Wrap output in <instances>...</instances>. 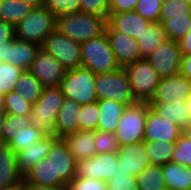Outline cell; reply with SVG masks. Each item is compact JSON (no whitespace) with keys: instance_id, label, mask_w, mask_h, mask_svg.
<instances>
[{"instance_id":"cell-1","label":"cell","mask_w":191,"mask_h":190,"mask_svg":"<svg viewBox=\"0 0 191 190\" xmlns=\"http://www.w3.org/2000/svg\"><path fill=\"white\" fill-rule=\"evenodd\" d=\"M107 20L92 14L74 13L56 18V30L76 42L83 43L105 33Z\"/></svg>"},{"instance_id":"cell-2","label":"cell","mask_w":191,"mask_h":190,"mask_svg":"<svg viewBox=\"0 0 191 190\" xmlns=\"http://www.w3.org/2000/svg\"><path fill=\"white\" fill-rule=\"evenodd\" d=\"M65 97L60 87H45L28 115L30 126L45 136H55L54 126Z\"/></svg>"},{"instance_id":"cell-3","label":"cell","mask_w":191,"mask_h":190,"mask_svg":"<svg viewBox=\"0 0 191 190\" xmlns=\"http://www.w3.org/2000/svg\"><path fill=\"white\" fill-rule=\"evenodd\" d=\"M56 30V16L45 7H35L14 26L15 38L42 46L45 38Z\"/></svg>"},{"instance_id":"cell-4","label":"cell","mask_w":191,"mask_h":190,"mask_svg":"<svg viewBox=\"0 0 191 190\" xmlns=\"http://www.w3.org/2000/svg\"><path fill=\"white\" fill-rule=\"evenodd\" d=\"M81 67L94 74L110 73L120 68L105 33L81 43Z\"/></svg>"},{"instance_id":"cell-5","label":"cell","mask_w":191,"mask_h":190,"mask_svg":"<svg viewBox=\"0 0 191 190\" xmlns=\"http://www.w3.org/2000/svg\"><path fill=\"white\" fill-rule=\"evenodd\" d=\"M123 68L128 76L134 99L137 102L149 103L161 80L158 73L146 58L139 59Z\"/></svg>"},{"instance_id":"cell-6","label":"cell","mask_w":191,"mask_h":190,"mask_svg":"<svg viewBox=\"0 0 191 190\" xmlns=\"http://www.w3.org/2000/svg\"><path fill=\"white\" fill-rule=\"evenodd\" d=\"M95 79L96 74L84 67L67 70L60 88L65 98L80 105L95 102L98 101Z\"/></svg>"},{"instance_id":"cell-7","label":"cell","mask_w":191,"mask_h":190,"mask_svg":"<svg viewBox=\"0 0 191 190\" xmlns=\"http://www.w3.org/2000/svg\"><path fill=\"white\" fill-rule=\"evenodd\" d=\"M147 111V102H136L124 109L115 131L119 146L144 140Z\"/></svg>"},{"instance_id":"cell-8","label":"cell","mask_w":191,"mask_h":190,"mask_svg":"<svg viewBox=\"0 0 191 190\" xmlns=\"http://www.w3.org/2000/svg\"><path fill=\"white\" fill-rule=\"evenodd\" d=\"M95 89L98 100H115L127 106L136 103L124 68L110 73L96 74Z\"/></svg>"},{"instance_id":"cell-9","label":"cell","mask_w":191,"mask_h":190,"mask_svg":"<svg viewBox=\"0 0 191 190\" xmlns=\"http://www.w3.org/2000/svg\"><path fill=\"white\" fill-rule=\"evenodd\" d=\"M41 48L53 55L67 70L81 67V43L57 30L45 38Z\"/></svg>"},{"instance_id":"cell-10","label":"cell","mask_w":191,"mask_h":190,"mask_svg":"<svg viewBox=\"0 0 191 190\" xmlns=\"http://www.w3.org/2000/svg\"><path fill=\"white\" fill-rule=\"evenodd\" d=\"M181 58L178 41L166 39L146 59L164 79L179 74Z\"/></svg>"},{"instance_id":"cell-11","label":"cell","mask_w":191,"mask_h":190,"mask_svg":"<svg viewBox=\"0 0 191 190\" xmlns=\"http://www.w3.org/2000/svg\"><path fill=\"white\" fill-rule=\"evenodd\" d=\"M46 158H50L52 163L53 183L58 188H66L76 175L77 162L62 138L53 144Z\"/></svg>"},{"instance_id":"cell-12","label":"cell","mask_w":191,"mask_h":190,"mask_svg":"<svg viewBox=\"0 0 191 190\" xmlns=\"http://www.w3.org/2000/svg\"><path fill=\"white\" fill-rule=\"evenodd\" d=\"M118 161L117 152L95 154L77 162L75 176L108 182L117 171Z\"/></svg>"},{"instance_id":"cell-13","label":"cell","mask_w":191,"mask_h":190,"mask_svg":"<svg viewBox=\"0 0 191 190\" xmlns=\"http://www.w3.org/2000/svg\"><path fill=\"white\" fill-rule=\"evenodd\" d=\"M29 71L45 87H60L67 69L53 56L40 47Z\"/></svg>"},{"instance_id":"cell-14","label":"cell","mask_w":191,"mask_h":190,"mask_svg":"<svg viewBox=\"0 0 191 190\" xmlns=\"http://www.w3.org/2000/svg\"><path fill=\"white\" fill-rule=\"evenodd\" d=\"M105 34L110 47L114 52L117 64L124 66L142 59L138 42L131 36L115 31L108 23L105 28Z\"/></svg>"},{"instance_id":"cell-15","label":"cell","mask_w":191,"mask_h":190,"mask_svg":"<svg viewBox=\"0 0 191 190\" xmlns=\"http://www.w3.org/2000/svg\"><path fill=\"white\" fill-rule=\"evenodd\" d=\"M191 95V81L180 73L160 80L154 97L148 104L185 101Z\"/></svg>"},{"instance_id":"cell-16","label":"cell","mask_w":191,"mask_h":190,"mask_svg":"<svg viewBox=\"0 0 191 190\" xmlns=\"http://www.w3.org/2000/svg\"><path fill=\"white\" fill-rule=\"evenodd\" d=\"M182 134L179 126L156 114L148 104L144 141L175 143Z\"/></svg>"},{"instance_id":"cell-17","label":"cell","mask_w":191,"mask_h":190,"mask_svg":"<svg viewBox=\"0 0 191 190\" xmlns=\"http://www.w3.org/2000/svg\"><path fill=\"white\" fill-rule=\"evenodd\" d=\"M117 153L119 160L117 166H121L124 171L127 170L129 175L135 178L151 165L144 140L119 146Z\"/></svg>"},{"instance_id":"cell-18","label":"cell","mask_w":191,"mask_h":190,"mask_svg":"<svg viewBox=\"0 0 191 190\" xmlns=\"http://www.w3.org/2000/svg\"><path fill=\"white\" fill-rule=\"evenodd\" d=\"M58 139L59 138L56 136H44L29 148L17 152V166L19 173L24 177L36 163L41 159L46 158L52 149L53 144Z\"/></svg>"},{"instance_id":"cell-19","label":"cell","mask_w":191,"mask_h":190,"mask_svg":"<svg viewBox=\"0 0 191 190\" xmlns=\"http://www.w3.org/2000/svg\"><path fill=\"white\" fill-rule=\"evenodd\" d=\"M107 23L115 31L127 34L136 40L151 22L133 10L122 13H109Z\"/></svg>"},{"instance_id":"cell-20","label":"cell","mask_w":191,"mask_h":190,"mask_svg":"<svg viewBox=\"0 0 191 190\" xmlns=\"http://www.w3.org/2000/svg\"><path fill=\"white\" fill-rule=\"evenodd\" d=\"M81 105L72 99L65 98L55 120L54 134L57 138L75 133L79 130Z\"/></svg>"},{"instance_id":"cell-21","label":"cell","mask_w":191,"mask_h":190,"mask_svg":"<svg viewBox=\"0 0 191 190\" xmlns=\"http://www.w3.org/2000/svg\"><path fill=\"white\" fill-rule=\"evenodd\" d=\"M40 45L14 38L8 41V53L6 63L21 69L29 70Z\"/></svg>"},{"instance_id":"cell-22","label":"cell","mask_w":191,"mask_h":190,"mask_svg":"<svg viewBox=\"0 0 191 190\" xmlns=\"http://www.w3.org/2000/svg\"><path fill=\"white\" fill-rule=\"evenodd\" d=\"M76 162L87 160L96 154L94 131L71 133L62 138Z\"/></svg>"},{"instance_id":"cell-23","label":"cell","mask_w":191,"mask_h":190,"mask_svg":"<svg viewBox=\"0 0 191 190\" xmlns=\"http://www.w3.org/2000/svg\"><path fill=\"white\" fill-rule=\"evenodd\" d=\"M23 176L18 171L17 155L7 145L0 147V190L9 189L22 183Z\"/></svg>"},{"instance_id":"cell-24","label":"cell","mask_w":191,"mask_h":190,"mask_svg":"<svg viewBox=\"0 0 191 190\" xmlns=\"http://www.w3.org/2000/svg\"><path fill=\"white\" fill-rule=\"evenodd\" d=\"M97 102L100 111L97 130L115 132L119 118L122 116L127 105L108 99L98 100Z\"/></svg>"},{"instance_id":"cell-25","label":"cell","mask_w":191,"mask_h":190,"mask_svg":"<svg viewBox=\"0 0 191 190\" xmlns=\"http://www.w3.org/2000/svg\"><path fill=\"white\" fill-rule=\"evenodd\" d=\"M150 108L159 116L166 117L182 130L191 124V116L186 107V101H172L165 104H149Z\"/></svg>"},{"instance_id":"cell-26","label":"cell","mask_w":191,"mask_h":190,"mask_svg":"<svg viewBox=\"0 0 191 190\" xmlns=\"http://www.w3.org/2000/svg\"><path fill=\"white\" fill-rule=\"evenodd\" d=\"M167 190H191L190 167L172 161L162 166Z\"/></svg>"},{"instance_id":"cell-27","label":"cell","mask_w":191,"mask_h":190,"mask_svg":"<svg viewBox=\"0 0 191 190\" xmlns=\"http://www.w3.org/2000/svg\"><path fill=\"white\" fill-rule=\"evenodd\" d=\"M166 39L168 38L162 24L160 22H151L136 39L139 44L141 58H147Z\"/></svg>"},{"instance_id":"cell-28","label":"cell","mask_w":191,"mask_h":190,"mask_svg":"<svg viewBox=\"0 0 191 190\" xmlns=\"http://www.w3.org/2000/svg\"><path fill=\"white\" fill-rule=\"evenodd\" d=\"M34 9L33 6L21 0H2L0 4V19L15 26Z\"/></svg>"},{"instance_id":"cell-29","label":"cell","mask_w":191,"mask_h":190,"mask_svg":"<svg viewBox=\"0 0 191 190\" xmlns=\"http://www.w3.org/2000/svg\"><path fill=\"white\" fill-rule=\"evenodd\" d=\"M43 88L40 81L29 70H25L18 78L15 91L31 104H35L41 96Z\"/></svg>"},{"instance_id":"cell-30","label":"cell","mask_w":191,"mask_h":190,"mask_svg":"<svg viewBox=\"0 0 191 190\" xmlns=\"http://www.w3.org/2000/svg\"><path fill=\"white\" fill-rule=\"evenodd\" d=\"M23 180L39 186L57 187L53 183V168L50 158L41 159L36 163L23 177Z\"/></svg>"},{"instance_id":"cell-31","label":"cell","mask_w":191,"mask_h":190,"mask_svg":"<svg viewBox=\"0 0 191 190\" xmlns=\"http://www.w3.org/2000/svg\"><path fill=\"white\" fill-rule=\"evenodd\" d=\"M139 190H167L162 166L150 165L136 177Z\"/></svg>"},{"instance_id":"cell-32","label":"cell","mask_w":191,"mask_h":190,"mask_svg":"<svg viewBox=\"0 0 191 190\" xmlns=\"http://www.w3.org/2000/svg\"><path fill=\"white\" fill-rule=\"evenodd\" d=\"M175 143L145 141L147 156L151 165L163 166L171 161Z\"/></svg>"},{"instance_id":"cell-33","label":"cell","mask_w":191,"mask_h":190,"mask_svg":"<svg viewBox=\"0 0 191 190\" xmlns=\"http://www.w3.org/2000/svg\"><path fill=\"white\" fill-rule=\"evenodd\" d=\"M168 39L179 41L191 29V16L160 19Z\"/></svg>"},{"instance_id":"cell-34","label":"cell","mask_w":191,"mask_h":190,"mask_svg":"<svg viewBox=\"0 0 191 190\" xmlns=\"http://www.w3.org/2000/svg\"><path fill=\"white\" fill-rule=\"evenodd\" d=\"M30 126L29 117L24 115L7 114L2 126L1 142L6 145L15 138L21 129Z\"/></svg>"},{"instance_id":"cell-35","label":"cell","mask_w":191,"mask_h":190,"mask_svg":"<svg viewBox=\"0 0 191 190\" xmlns=\"http://www.w3.org/2000/svg\"><path fill=\"white\" fill-rule=\"evenodd\" d=\"M45 135L37 128L29 126L21 129L15 138L11 139L6 145L10 147L15 153L29 148L32 144L41 140Z\"/></svg>"},{"instance_id":"cell-36","label":"cell","mask_w":191,"mask_h":190,"mask_svg":"<svg viewBox=\"0 0 191 190\" xmlns=\"http://www.w3.org/2000/svg\"><path fill=\"white\" fill-rule=\"evenodd\" d=\"M4 111L7 114L28 116L31 113L33 104L23 98L15 90L3 96Z\"/></svg>"},{"instance_id":"cell-37","label":"cell","mask_w":191,"mask_h":190,"mask_svg":"<svg viewBox=\"0 0 191 190\" xmlns=\"http://www.w3.org/2000/svg\"><path fill=\"white\" fill-rule=\"evenodd\" d=\"M23 69L6 62H0V95L15 90L18 78L23 73Z\"/></svg>"},{"instance_id":"cell-38","label":"cell","mask_w":191,"mask_h":190,"mask_svg":"<svg viewBox=\"0 0 191 190\" xmlns=\"http://www.w3.org/2000/svg\"><path fill=\"white\" fill-rule=\"evenodd\" d=\"M99 113L97 101L81 105L78 118L79 130L96 131L100 118Z\"/></svg>"},{"instance_id":"cell-39","label":"cell","mask_w":191,"mask_h":190,"mask_svg":"<svg viewBox=\"0 0 191 190\" xmlns=\"http://www.w3.org/2000/svg\"><path fill=\"white\" fill-rule=\"evenodd\" d=\"M42 6L52 12L56 18L80 12V0H44Z\"/></svg>"},{"instance_id":"cell-40","label":"cell","mask_w":191,"mask_h":190,"mask_svg":"<svg viewBox=\"0 0 191 190\" xmlns=\"http://www.w3.org/2000/svg\"><path fill=\"white\" fill-rule=\"evenodd\" d=\"M96 154L117 152L119 143L115 132L94 131Z\"/></svg>"},{"instance_id":"cell-41","label":"cell","mask_w":191,"mask_h":190,"mask_svg":"<svg viewBox=\"0 0 191 190\" xmlns=\"http://www.w3.org/2000/svg\"><path fill=\"white\" fill-rule=\"evenodd\" d=\"M191 16V5L180 0H163L160 19Z\"/></svg>"},{"instance_id":"cell-42","label":"cell","mask_w":191,"mask_h":190,"mask_svg":"<svg viewBox=\"0 0 191 190\" xmlns=\"http://www.w3.org/2000/svg\"><path fill=\"white\" fill-rule=\"evenodd\" d=\"M171 161L191 167V140L183 134L175 142Z\"/></svg>"},{"instance_id":"cell-43","label":"cell","mask_w":191,"mask_h":190,"mask_svg":"<svg viewBox=\"0 0 191 190\" xmlns=\"http://www.w3.org/2000/svg\"><path fill=\"white\" fill-rule=\"evenodd\" d=\"M107 185L111 190H139L136 178L130 176L129 172L124 171L121 166H117V171Z\"/></svg>"},{"instance_id":"cell-44","label":"cell","mask_w":191,"mask_h":190,"mask_svg":"<svg viewBox=\"0 0 191 190\" xmlns=\"http://www.w3.org/2000/svg\"><path fill=\"white\" fill-rule=\"evenodd\" d=\"M163 0H139L135 11L150 22H160Z\"/></svg>"},{"instance_id":"cell-45","label":"cell","mask_w":191,"mask_h":190,"mask_svg":"<svg viewBox=\"0 0 191 190\" xmlns=\"http://www.w3.org/2000/svg\"><path fill=\"white\" fill-rule=\"evenodd\" d=\"M110 0H80V12L97 15L108 21Z\"/></svg>"},{"instance_id":"cell-46","label":"cell","mask_w":191,"mask_h":190,"mask_svg":"<svg viewBox=\"0 0 191 190\" xmlns=\"http://www.w3.org/2000/svg\"><path fill=\"white\" fill-rule=\"evenodd\" d=\"M107 182L98 179L75 176L66 186V190H105Z\"/></svg>"},{"instance_id":"cell-47","label":"cell","mask_w":191,"mask_h":190,"mask_svg":"<svg viewBox=\"0 0 191 190\" xmlns=\"http://www.w3.org/2000/svg\"><path fill=\"white\" fill-rule=\"evenodd\" d=\"M139 0H110L109 13H122L135 10Z\"/></svg>"},{"instance_id":"cell-48","label":"cell","mask_w":191,"mask_h":190,"mask_svg":"<svg viewBox=\"0 0 191 190\" xmlns=\"http://www.w3.org/2000/svg\"><path fill=\"white\" fill-rule=\"evenodd\" d=\"M15 38L14 26L0 19V45Z\"/></svg>"},{"instance_id":"cell-49","label":"cell","mask_w":191,"mask_h":190,"mask_svg":"<svg viewBox=\"0 0 191 190\" xmlns=\"http://www.w3.org/2000/svg\"><path fill=\"white\" fill-rule=\"evenodd\" d=\"M181 55L191 54V29L178 41Z\"/></svg>"},{"instance_id":"cell-50","label":"cell","mask_w":191,"mask_h":190,"mask_svg":"<svg viewBox=\"0 0 191 190\" xmlns=\"http://www.w3.org/2000/svg\"><path fill=\"white\" fill-rule=\"evenodd\" d=\"M179 73L191 81V54L182 55Z\"/></svg>"},{"instance_id":"cell-51","label":"cell","mask_w":191,"mask_h":190,"mask_svg":"<svg viewBox=\"0 0 191 190\" xmlns=\"http://www.w3.org/2000/svg\"><path fill=\"white\" fill-rule=\"evenodd\" d=\"M22 190H66V188L39 186L22 181Z\"/></svg>"},{"instance_id":"cell-52","label":"cell","mask_w":191,"mask_h":190,"mask_svg":"<svg viewBox=\"0 0 191 190\" xmlns=\"http://www.w3.org/2000/svg\"><path fill=\"white\" fill-rule=\"evenodd\" d=\"M8 53V42L0 45V62H6Z\"/></svg>"},{"instance_id":"cell-53","label":"cell","mask_w":191,"mask_h":190,"mask_svg":"<svg viewBox=\"0 0 191 190\" xmlns=\"http://www.w3.org/2000/svg\"><path fill=\"white\" fill-rule=\"evenodd\" d=\"M28 5L35 7H41L43 5L44 0H21Z\"/></svg>"},{"instance_id":"cell-54","label":"cell","mask_w":191,"mask_h":190,"mask_svg":"<svg viewBox=\"0 0 191 190\" xmlns=\"http://www.w3.org/2000/svg\"><path fill=\"white\" fill-rule=\"evenodd\" d=\"M7 113L4 110H0V141H1V134H2V126L6 119Z\"/></svg>"},{"instance_id":"cell-55","label":"cell","mask_w":191,"mask_h":190,"mask_svg":"<svg viewBox=\"0 0 191 190\" xmlns=\"http://www.w3.org/2000/svg\"><path fill=\"white\" fill-rule=\"evenodd\" d=\"M183 135L186 136L189 140H191V124L183 130Z\"/></svg>"},{"instance_id":"cell-56","label":"cell","mask_w":191,"mask_h":190,"mask_svg":"<svg viewBox=\"0 0 191 190\" xmlns=\"http://www.w3.org/2000/svg\"><path fill=\"white\" fill-rule=\"evenodd\" d=\"M185 101H186V107H187L189 114L191 116V95Z\"/></svg>"},{"instance_id":"cell-57","label":"cell","mask_w":191,"mask_h":190,"mask_svg":"<svg viewBox=\"0 0 191 190\" xmlns=\"http://www.w3.org/2000/svg\"><path fill=\"white\" fill-rule=\"evenodd\" d=\"M5 190H22V183L15 185L14 187H11L9 189H5Z\"/></svg>"},{"instance_id":"cell-58","label":"cell","mask_w":191,"mask_h":190,"mask_svg":"<svg viewBox=\"0 0 191 190\" xmlns=\"http://www.w3.org/2000/svg\"><path fill=\"white\" fill-rule=\"evenodd\" d=\"M4 109L3 96L0 95V110Z\"/></svg>"},{"instance_id":"cell-59","label":"cell","mask_w":191,"mask_h":190,"mask_svg":"<svg viewBox=\"0 0 191 190\" xmlns=\"http://www.w3.org/2000/svg\"><path fill=\"white\" fill-rule=\"evenodd\" d=\"M180 1L185 2V3H187V4H190V5H191V0H180Z\"/></svg>"},{"instance_id":"cell-60","label":"cell","mask_w":191,"mask_h":190,"mask_svg":"<svg viewBox=\"0 0 191 190\" xmlns=\"http://www.w3.org/2000/svg\"><path fill=\"white\" fill-rule=\"evenodd\" d=\"M105 190H111L110 186H106Z\"/></svg>"}]
</instances>
